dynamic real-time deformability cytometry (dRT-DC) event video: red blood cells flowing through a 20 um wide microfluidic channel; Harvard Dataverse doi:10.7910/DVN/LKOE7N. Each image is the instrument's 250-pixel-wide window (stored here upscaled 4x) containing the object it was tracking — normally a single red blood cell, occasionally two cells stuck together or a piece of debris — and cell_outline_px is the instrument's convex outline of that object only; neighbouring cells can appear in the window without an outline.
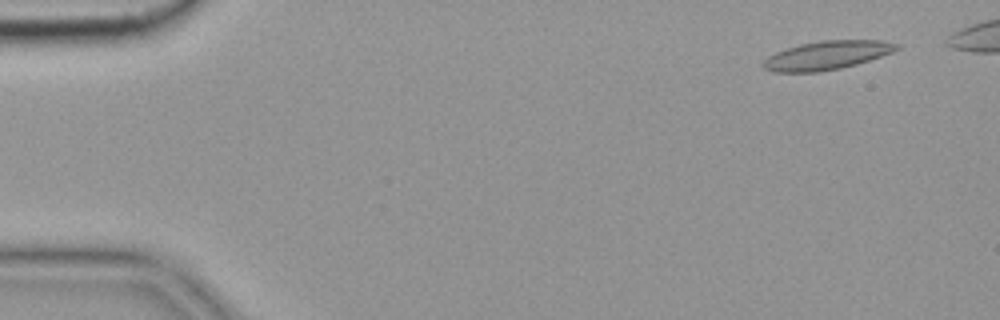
{"species": "common noctule bat (a hibernating species)", "species_latin": "Nyctalus noctula", "temperature_condition": "cold", "stored_images_in_passage": 6, "camera_frame_rate_fps": 3000, "um_per_image_px": 0.085, "animal": {"sex": "female", "body_mass_g": 19.9}, "frame": {"image": 1, "passage_image": 1, "time_ms": 0.0, "image_size_px": [1000, 320], "cell_outline_px": [[900, 48], [892, 52], [856, 64], [840, 68], [816, 72], [772, 72], [764, 68], [764, 60], [768, 56], [776, 52], [800, 44], [824, 40], [880, 40], [900, 44]], "centroid_in_image_um": [70.29, 4.69], "position_along_channel_um": 14.7, "area_um2": 22.02}}